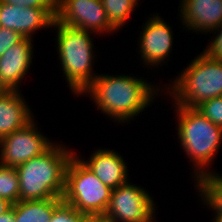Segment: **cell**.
<instances>
[{
  "mask_svg": "<svg viewBox=\"0 0 222 222\" xmlns=\"http://www.w3.org/2000/svg\"><path fill=\"white\" fill-rule=\"evenodd\" d=\"M183 25L193 32H214L222 26V0H182Z\"/></svg>",
  "mask_w": 222,
  "mask_h": 222,
  "instance_id": "cell-12",
  "label": "cell"
},
{
  "mask_svg": "<svg viewBox=\"0 0 222 222\" xmlns=\"http://www.w3.org/2000/svg\"><path fill=\"white\" fill-rule=\"evenodd\" d=\"M8 91H9V89L6 87V85L2 82V80L0 78V97H2Z\"/></svg>",
  "mask_w": 222,
  "mask_h": 222,
  "instance_id": "cell-28",
  "label": "cell"
},
{
  "mask_svg": "<svg viewBox=\"0 0 222 222\" xmlns=\"http://www.w3.org/2000/svg\"><path fill=\"white\" fill-rule=\"evenodd\" d=\"M109 22L118 30L130 18L137 7L134 0H102Z\"/></svg>",
  "mask_w": 222,
  "mask_h": 222,
  "instance_id": "cell-18",
  "label": "cell"
},
{
  "mask_svg": "<svg viewBox=\"0 0 222 222\" xmlns=\"http://www.w3.org/2000/svg\"><path fill=\"white\" fill-rule=\"evenodd\" d=\"M197 190L207 206L214 210L215 216L222 215V176L215 172H208L197 180ZM202 195V196H201Z\"/></svg>",
  "mask_w": 222,
  "mask_h": 222,
  "instance_id": "cell-17",
  "label": "cell"
},
{
  "mask_svg": "<svg viewBox=\"0 0 222 222\" xmlns=\"http://www.w3.org/2000/svg\"><path fill=\"white\" fill-rule=\"evenodd\" d=\"M176 78L168 89L178 106L196 108L206 100L222 96V60L211 58L205 52Z\"/></svg>",
  "mask_w": 222,
  "mask_h": 222,
  "instance_id": "cell-5",
  "label": "cell"
},
{
  "mask_svg": "<svg viewBox=\"0 0 222 222\" xmlns=\"http://www.w3.org/2000/svg\"><path fill=\"white\" fill-rule=\"evenodd\" d=\"M0 197L12 204L20 200L19 177L16 168L0 165Z\"/></svg>",
  "mask_w": 222,
  "mask_h": 222,
  "instance_id": "cell-19",
  "label": "cell"
},
{
  "mask_svg": "<svg viewBox=\"0 0 222 222\" xmlns=\"http://www.w3.org/2000/svg\"><path fill=\"white\" fill-rule=\"evenodd\" d=\"M63 198L19 200L14 204L15 222H49Z\"/></svg>",
  "mask_w": 222,
  "mask_h": 222,
  "instance_id": "cell-16",
  "label": "cell"
},
{
  "mask_svg": "<svg viewBox=\"0 0 222 222\" xmlns=\"http://www.w3.org/2000/svg\"><path fill=\"white\" fill-rule=\"evenodd\" d=\"M32 120L23 128L0 139V165L14 167L43 154L54 143L37 131Z\"/></svg>",
  "mask_w": 222,
  "mask_h": 222,
  "instance_id": "cell-9",
  "label": "cell"
},
{
  "mask_svg": "<svg viewBox=\"0 0 222 222\" xmlns=\"http://www.w3.org/2000/svg\"><path fill=\"white\" fill-rule=\"evenodd\" d=\"M153 198L140 186L127 182L112 189L105 215L107 222H149L154 216Z\"/></svg>",
  "mask_w": 222,
  "mask_h": 222,
  "instance_id": "cell-7",
  "label": "cell"
},
{
  "mask_svg": "<svg viewBox=\"0 0 222 222\" xmlns=\"http://www.w3.org/2000/svg\"><path fill=\"white\" fill-rule=\"evenodd\" d=\"M78 158L73 153L67 164L63 200L86 216H104L112 189Z\"/></svg>",
  "mask_w": 222,
  "mask_h": 222,
  "instance_id": "cell-6",
  "label": "cell"
},
{
  "mask_svg": "<svg viewBox=\"0 0 222 222\" xmlns=\"http://www.w3.org/2000/svg\"><path fill=\"white\" fill-rule=\"evenodd\" d=\"M82 162L94 175L111 189L127 183V164L124 159L113 150H96L89 161Z\"/></svg>",
  "mask_w": 222,
  "mask_h": 222,
  "instance_id": "cell-14",
  "label": "cell"
},
{
  "mask_svg": "<svg viewBox=\"0 0 222 222\" xmlns=\"http://www.w3.org/2000/svg\"><path fill=\"white\" fill-rule=\"evenodd\" d=\"M84 213L76 210L72 205L62 200L54 209L49 222H82Z\"/></svg>",
  "mask_w": 222,
  "mask_h": 222,
  "instance_id": "cell-20",
  "label": "cell"
},
{
  "mask_svg": "<svg viewBox=\"0 0 222 222\" xmlns=\"http://www.w3.org/2000/svg\"><path fill=\"white\" fill-rule=\"evenodd\" d=\"M55 19L64 25L96 34L117 30L109 22L102 0H56Z\"/></svg>",
  "mask_w": 222,
  "mask_h": 222,
  "instance_id": "cell-8",
  "label": "cell"
},
{
  "mask_svg": "<svg viewBox=\"0 0 222 222\" xmlns=\"http://www.w3.org/2000/svg\"><path fill=\"white\" fill-rule=\"evenodd\" d=\"M213 222H222V215L221 216H215Z\"/></svg>",
  "mask_w": 222,
  "mask_h": 222,
  "instance_id": "cell-29",
  "label": "cell"
},
{
  "mask_svg": "<svg viewBox=\"0 0 222 222\" xmlns=\"http://www.w3.org/2000/svg\"><path fill=\"white\" fill-rule=\"evenodd\" d=\"M215 31H218L217 36L210 42L204 52L211 58L222 60V26Z\"/></svg>",
  "mask_w": 222,
  "mask_h": 222,
  "instance_id": "cell-24",
  "label": "cell"
},
{
  "mask_svg": "<svg viewBox=\"0 0 222 222\" xmlns=\"http://www.w3.org/2000/svg\"><path fill=\"white\" fill-rule=\"evenodd\" d=\"M23 37L16 31L0 27V57L13 45L19 43Z\"/></svg>",
  "mask_w": 222,
  "mask_h": 222,
  "instance_id": "cell-22",
  "label": "cell"
},
{
  "mask_svg": "<svg viewBox=\"0 0 222 222\" xmlns=\"http://www.w3.org/2000/svg\"><path fill=\"white\" fill-rule=\"evenodd\" d=\"M12 207V203L0 197V216Z\"/></svg>",
  "mask_w": 222,
  "mask_h": 222,
  "instance_id": "cell-26",
  "label": "cell"
},
{
  "mask_svg": "<svg viewBox=\"0 0 222 222\" xmlns=\"http://www.w3.org/2000/svg\"><path fill=\"white\" fill-rule=\"evenodd\" d=\"M161 16L149 17L140 35V54L147 65L156 67L169 56L173 42V32Z\"/></svg>",
  "mask_w": 222,
  "mask_h": 222,
  "instance_id": "cell-11",
  "label": "cell"
},
{
  "mask_svg": "<svg viewBox=\"0 0 222 222\" xmlns=\"http://www.w3.org/2000/svg\"><path fill=\"white\" fill-rule=\"evenodd\" d=\"M19 90H9L0 97V139L26 126L32 112Z\"/></svg>",
  "mask_w": 222,
  "mask_h": 222,
  "instance_id": "cell-15",
  "label": "cell"
},
{
  "mask_svg": "<svg viewBox=\"0 0 222 222\" xmlns=\"http://www.w3.org/2000/svg\"><path fill=\"white\" fill-rule=\"evenodd\" d=\"M3 3L28 8H56V0H1Z\"/></svg>",
  "mask_w": 222,
  "mask_h": 222,
  "instance_id": "cell-23",
  "label": "cell"
},
{
  "mask_svg": "<svg viewBox=\"0 0 222 222\" xmlns=\"http://www.w3.org/2000/svg\"><path fill=\"white\" fill-rule=\"evenodd\" d=\"M82 222H107L103 216H86Z\"/></svg>",
  "mask_w": 222,
  "mask_h": 222,
  "instance_id": "cell-27",
  "label": "cell"
},
{
  "mask_svg": "<svg viewBox=\"0 0 222 222\" xmlns=\"http://www.w3.org/2000/svg\"><path fill=\"white\" fill-rule=\"evenodd\" d=\"M153 85L128 75H98L82 92L94 99L97 108L110 118L124 123L137 116L153 102Z\"/></svg>",
  "mask_w": 222,
  "mask_h": 222,
  "instance_id": "cell-1",
  "label": "cell"
},
{
  "mask_svg": "<svg viewBox=\"0 0 222 222\" xmlns=\"http://www.w3.org/2000/svg\"><path fill=\"white\" fill-rule=\"evenodd\" d=\"M72 153L65 146L53 144L43 154L17 166L20 200L63 198Z\"/></svg>",
  "mask_w": 222,
  "mask_h": 222,
  "instance_id": "cell-2",
  "label": "cell"
},
{
  "mask_svg": "<svg viewBox=\"0 0 222 222\" xmlns=\"http://www.w3.org/2000/svg\"><path fill=\"white\" fill-rule=\"evenodd\" d=\"M56 8H28L0 0V27L14 30L23 38L32 39L35 30L52 27Z\"/></svg>",
  "mask_w": 222,
  "mask_h": 222,
  "instance_id": "cell-10",
  "label": "cell"
},
{
  "mask_svg": "<svg viewBox=\"0 0 222 222\" xmlns=\"http://www.w3.org/2000/svg\"><path fill=\"white\" fill-rule=\"evenodd\" d=\"M0 222H15L14 220V204L12 207L4 214L0 216Z\"/></svg>",
  "mask_w": 222,
  "mask_h": 222,
  "instance_id": "cell-25",
  "label": "cell"
},
{
  "mask_svg": "<svg viewBox=\"0 0 222 222\" xmlns=\"http://www.w3.org/2000/svg\"><path fill=\"white\" fill-rule=\"evenodd\" d=\"M196 109L212 123L222 128V96L206 100L199 104Z\"/></svg>",
  "mask_w": 222,
  "mask_h": 222,
  "instance_id": "cell-21",
  "label": "cell"
},
{
  "mask_svg": "<svg viewBox=\"0 0 222 222\" xmlns=\"http://www.w3.org/2000/svg\"><path fill=\"white\" fill-rule=\"evenodd\" d=\"M178 137L186 155L195 167L197 180L208 173V165L216 155L222 141V128L212 123L196 108L176 106Z\"/></svg>",
  "mask_w": 222,
  "mask_h": 222,
  "instance_id": "cell-3",
  "label": "cell"
},
{
  "mask_svg": "<svg viewBox=\"0 0 222 222\" xmlns=\"http://www.w3.org/2000/svg\"><path fill=\"white\" fill-rule=\"evenodd\" d=\"M32 39L23 38L0 57V78L9 90H19L18 85L32 63Z\"/></svg>",
  "mask_w": 222,
  "mask_h": 222,
  "instance_id": "cell-13",
  "label": "cell"
},
{
  "mask_svg": "<svg viewBox=\"0 0 222 222\" xmlns=\"http://www.w3.org/2000/svg\"><path fill=\"white\" fill-rule=\"evenodd\" d=\"M57 28V48L61 67L72 93L79 96L98 76L92 73L93 41L90 31L64 25L56 19L53 26ZM94 75V76H93Z\"/></svg>",
  "mask_w": 222,
  "mask_h": 222,
  "instance_id": "cell-4",
  "label": "cell"
}]
</instances>
